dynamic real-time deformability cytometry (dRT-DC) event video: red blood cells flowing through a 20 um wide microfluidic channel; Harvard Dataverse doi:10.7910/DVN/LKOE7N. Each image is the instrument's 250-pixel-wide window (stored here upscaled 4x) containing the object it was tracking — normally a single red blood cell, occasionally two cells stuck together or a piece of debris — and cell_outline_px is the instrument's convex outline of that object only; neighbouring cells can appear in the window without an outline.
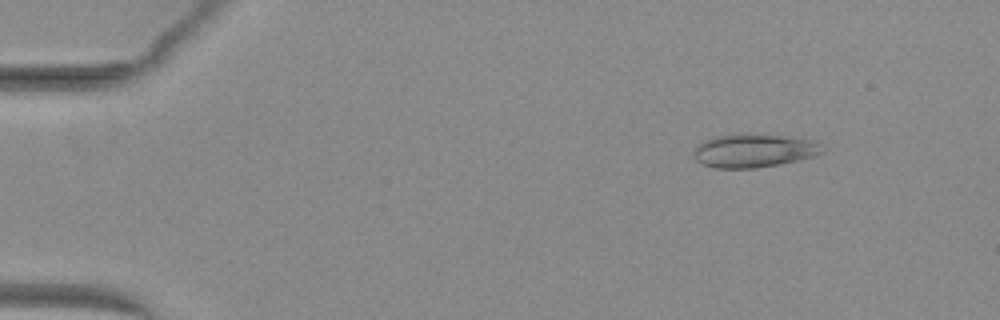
{"species": "common noctule bat (a hibernating species)", "species_latin": "Nyctalus noctula", "temperature_condition": "warm", "stored_images_in_passage": 9, "camera_frame_rate_fps": 3000, "um_per_image_px": 0.085, "animal": {"sex": "female", "body_mass_g": 29.2, "forearm_length_mm": 56.3}, "frame": {"image": 1, "passage_image": 7, "time_ms": 2.0, "image_size_px": [1000, 320], "cell_outline_px": [[824, 152], [816, 156], [800, 160], [780, 164], [756, 168], [716, 168], [704, 164], [696, 160], [696, 148], [704, 140], [716, 136], [740, 132], [748, 132], [784, 136], [816, 140], [824, 148]], "centroid_in_image_um": [64.16, 12.78], "position_along_channel_um": 20.8, "area_um2": 25.43}}